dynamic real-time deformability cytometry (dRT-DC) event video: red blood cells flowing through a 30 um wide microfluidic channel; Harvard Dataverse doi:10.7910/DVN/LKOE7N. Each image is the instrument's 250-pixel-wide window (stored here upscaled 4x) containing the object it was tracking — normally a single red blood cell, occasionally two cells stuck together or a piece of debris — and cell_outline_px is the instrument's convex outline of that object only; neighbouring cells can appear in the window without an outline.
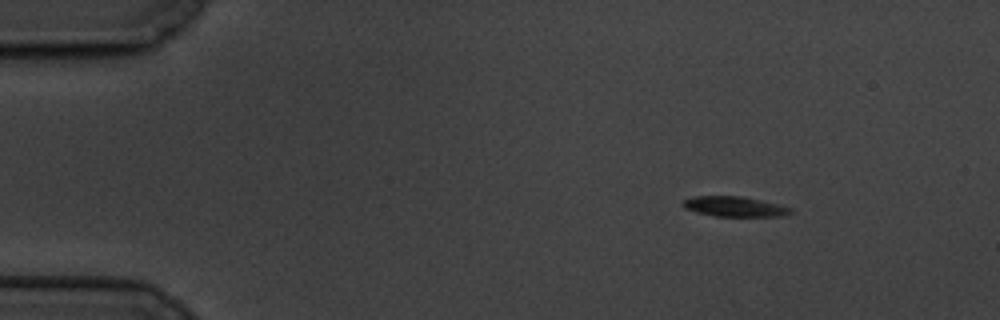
{"species": "common noctule bat (a hibernating species)", "species_latin": "Nyctalus noctula", "temperature_condition": "cold", "stored_images_in_passage": 4, "camera_frame_rate_fps": 3000, "um_per_image_px": 0.085, "animal": {"sex": "male", "body_mass_g": 19.5, "forearm_length_mm": 54.6}, "frame": {"image": 1, "passage_image": 1, "time_ms": 0.0, "image_size_px": [1000, 320], "cell_outline_px": [[792, 212], [780, 216], [716, 216], [696, 212], [684, 208], [680, 204], [684, 200], [692, 196], [744, 196], [780, 204], [792, 208]], "centroid_in_image_um": [62.42, 17.54], "position_along_channel_um": 22.6, "area_um2": 12.72}}
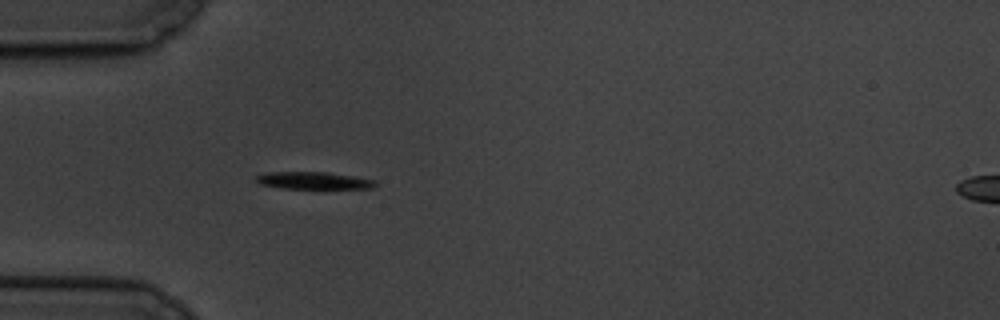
{"frame": {"image": 2, "passage_image": 4, "time_ms": 3.333, "image_size_px": [1000, 320], "cell_outline_px": [[376, 184], [372, 188], [284, 188], [260, 184], [256, 180], [256, 176], [264, 172], [328, 172], [376, 180]], "centroid_in_image_um": [26.64, 15.33], "position_along_channel_um": 58.4, "area_um2": 11.79}}